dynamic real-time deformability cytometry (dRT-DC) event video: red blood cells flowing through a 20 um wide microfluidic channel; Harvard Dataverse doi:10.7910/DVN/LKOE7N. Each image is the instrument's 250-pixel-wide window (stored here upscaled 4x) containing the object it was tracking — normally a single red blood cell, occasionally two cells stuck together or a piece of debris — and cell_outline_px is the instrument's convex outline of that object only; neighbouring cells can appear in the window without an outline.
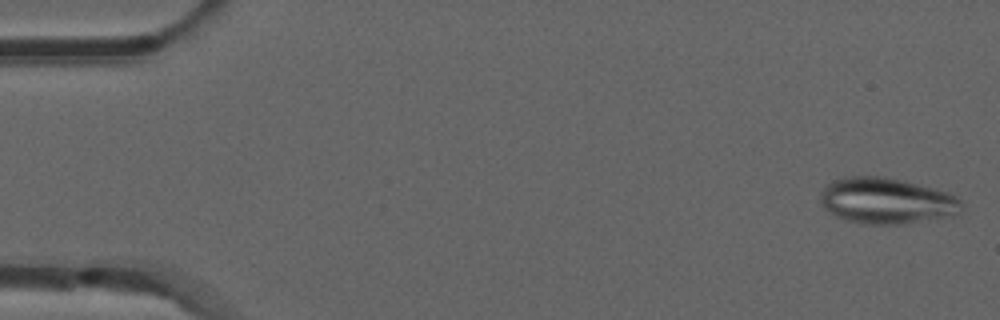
{"species": "common noctule bat (a hibernating species)", "species_latin": "Nyctalus noctula", "temperature_condition": "room temperature", "stored_images_in_passage": 51, "camera_frame_rate_fps": 3000, "um_per_image_px": 0.085, "animal": {"sex": "male", "forearm_length_mm": 52.5}, "frame": {"image": 1, "passage_image": 1, "time_ms": 0.0, "image_size_px": [1000, 320], "cell_outline_px": [[964, 204], [952, 216], [904, 224], [860, 224], [836, 216], [824, 208], [820, 200], [820, 192], [824, 184], [832, 180], [852, 176], [884, 176], [904, 180], [948, 192], [956, 196]], "centroid_in_image_um": [75.33, 17.06], "position_along_channel_um": 9.7, "area_um2": 38.15}}
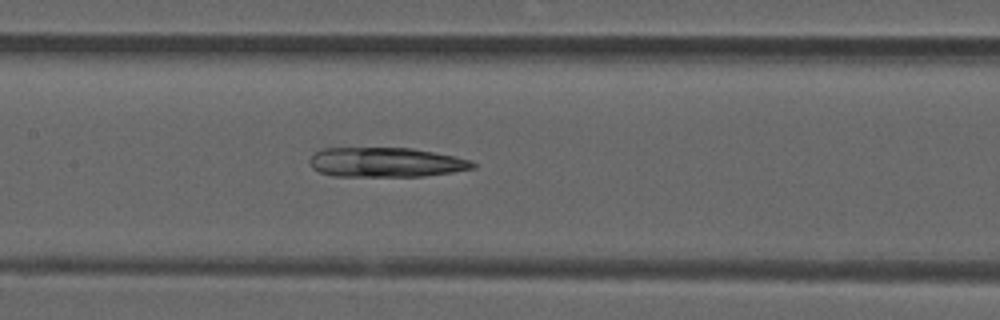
{"frame": {"image": 2, "passage_image": 24, "time_ms": 7.667, "image_size_px": [1000, 320], "cell_outline_px": [[476, 168], [452, 172], [424, 176], [332, 176], [320, 172], [312, 168], [308, 160], [312, 152], [324, 148], [412, 148], [456, 156], [472, 160], [476, 164]], "centroid_in_image_um": [32.79, 13.79], "position_along_channel_um": 174.6, "area_um2": 28.44}}
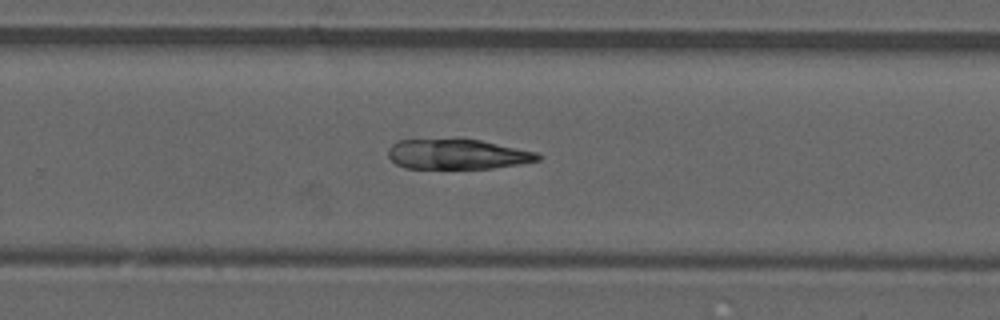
{"frame": {"image": 3, "passage_image": 33, "time_ms": 10.667, "image_size_px": [1000, 320], "cell_outline_px": [[544, 156], [540, 160], [520, 164], [492, 168], [404, 168], [396, 164], [388, 156], [388, 148], [392, 144], [400, 140], [456, 136], [460, 136], [480, 140], [536, 152]], "centroid_in_image_um": [38.85, 13.06], "position_along_channel_um": 290.9, "area_um2": 27.11}}